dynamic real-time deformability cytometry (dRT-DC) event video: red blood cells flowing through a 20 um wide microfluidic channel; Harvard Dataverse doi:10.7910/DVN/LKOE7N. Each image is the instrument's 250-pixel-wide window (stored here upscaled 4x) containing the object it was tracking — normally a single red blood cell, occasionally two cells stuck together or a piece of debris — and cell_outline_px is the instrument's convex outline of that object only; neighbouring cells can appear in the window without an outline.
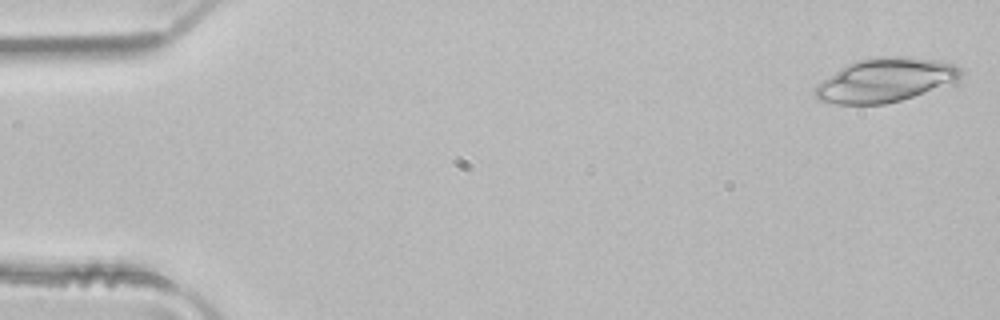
{"species": "common noctule bat (a hibernating species)", "species_latin": "Nyctalus noctula", "temperature_condition": "room temperature", "stored_images_in_passage": 4, "camera_frame_rate_fps": 3000, "um_per_image_px": 0.085, "animal": {"sex": "male", "body_mass_g": 21.5, "forearm_length_mm": 52.0}, "frame": {"image": 1, "passage_image": 1, "time_ms": 0.0, "image_size_px": [1000, 320], "cell_outline_px": [[964, 72], [956, 80], [912, 96], [900, 100], [884, 104], [836, 104], [820, 100], [816, 96], [816, 84], [840, 68], [856, 60], [872, 56], [900, 56], [936, 60], [956, 64]], "centroid_in_image_um": [75.22, 6.78], "position_along_channel_um": 9.8, "area_um2": 36.76}}